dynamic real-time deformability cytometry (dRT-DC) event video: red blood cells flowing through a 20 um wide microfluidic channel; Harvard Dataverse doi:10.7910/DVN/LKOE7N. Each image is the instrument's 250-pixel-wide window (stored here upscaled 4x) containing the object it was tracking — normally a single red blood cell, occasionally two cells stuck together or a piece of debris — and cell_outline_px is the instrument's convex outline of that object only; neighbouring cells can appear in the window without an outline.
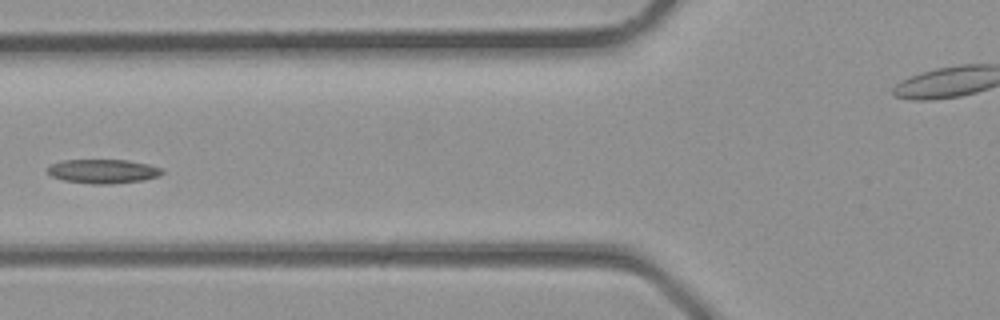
{"species": "common noctule bat (a hibernating species)", "species_latin": "Nyctalus noctula", "temperature_condition": "room temperature", "stored_images_in_passage": 6, "segment_of_instrument_passage": [1, 2], "camera_frame_rate_fps": 3000, "um_per_image_px": 0.085, "animal": {"sex": "male", "body_mass_g": 23.1, "forearm_length_mm": 52.7}, "frame": {"image": 1, "passage_image": 5, "time_ms": 1.333, "image_size_px": [1000, 320], "cell_outline_px": [[164, 172], [160, 176], [144, 180], [112, 184], [92, 184], [64, 180], [52, 176], [48, 172], [48, 168], [52, 164], [64, 160], [128, 160], [148, 164], [164, 168]], "centroid_in_image_um": [8.83, 14.56], "position_along_channel_um": 117.0, "area_um2": 16.13}}